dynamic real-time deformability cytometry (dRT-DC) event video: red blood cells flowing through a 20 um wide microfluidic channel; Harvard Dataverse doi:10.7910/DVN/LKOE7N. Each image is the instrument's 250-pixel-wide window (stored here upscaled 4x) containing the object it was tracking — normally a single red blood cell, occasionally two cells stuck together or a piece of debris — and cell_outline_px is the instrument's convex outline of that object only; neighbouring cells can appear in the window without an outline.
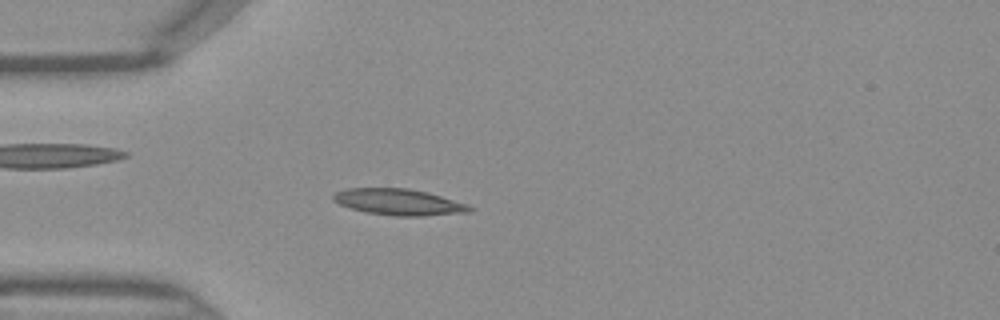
{"species": "Egyptian fruit bat (a non-hibernating species)", "species_latin": "Rousettus aegyptiacus", "temperature_condition": "warm", "stored_images_in_passage": 35, "camera_frame_rate_fps": 3000, "um_per_image_px": 0.085, "frame": {"image": 1, "passage_image": 2, "time_ms": 0.333, "image_size_px": [1000, 320], "cell_outline_px": [[476, 208], [472, 212], [424, 216], [396, 216], [368, 212], [352, 208], [340, 204], [332, 200], [332, 196], [336, 192], [348, 188], [408, 188], [428, 192], [468, 204]], "centroid_in_image_um": [33.97, 17.17], "position_along_channel_um": 51.0, "area_um2": 20.92}}
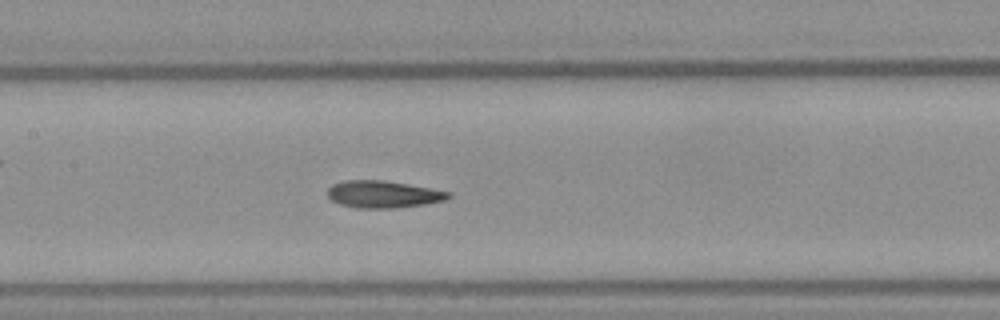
{"frame": {"image": 2, "passage_image": 11, "time_ms": 3.333, "image_size_px": [1000, 320], "cell_outline_px": [[452, 196], [444, 200], [424, 204], [396, 208], [356, 208], [340, 204], [332, 200], [328, 196], [328, 188], [332, 184], [344, 180], [384, 180], [408, 184], [452, 192]], "centroid_in_image_um": [32.57, 16.51], "position_along_channel_um": 174.8, "area_um2": 19.13}}
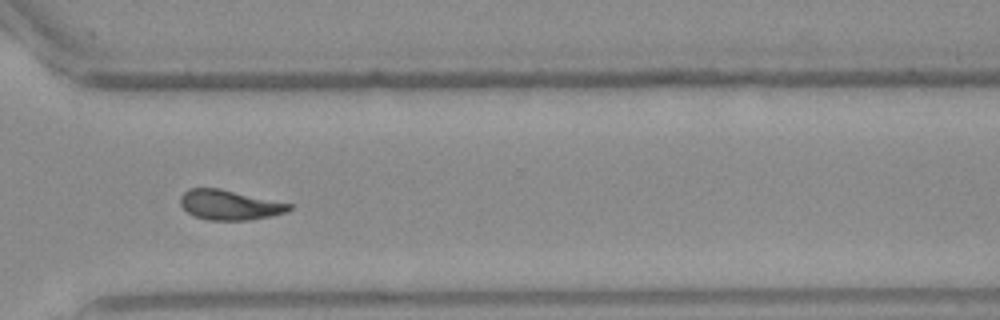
{"frame": {"image": 3, "passage_image": 23, "time_ms": 7.333, "image_size_px": [1000, 320], "cell_outline_px": [[292, 208], [288, 212], [272, 216], [248, 220], [208, 220], [196, 216], [188, 212], [180, 204], [180, 196], [188, 188], [220, 188], [292, 204]], "centroid_in_image_um": [19.53, 17.41], "position_along_channel_um": 351.1, "area_um2": 18.96}}